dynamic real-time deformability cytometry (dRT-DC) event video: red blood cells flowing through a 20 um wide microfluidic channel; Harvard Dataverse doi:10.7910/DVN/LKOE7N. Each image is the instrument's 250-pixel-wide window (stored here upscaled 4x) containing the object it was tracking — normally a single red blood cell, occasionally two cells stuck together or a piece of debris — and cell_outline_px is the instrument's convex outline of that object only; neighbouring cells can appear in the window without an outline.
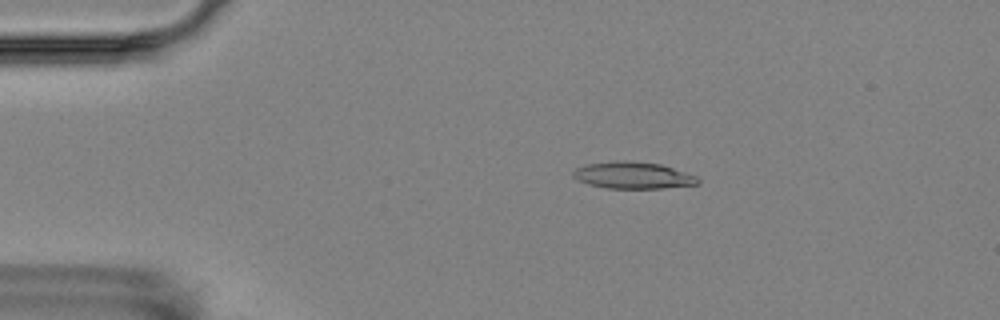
{"species": "Egyptian fruit bat (a non-hibernating species)", "species_latin": "Rousettus aegyptiacus", "temperature_condition": "room temperature", "stored_images_in_passage": 17, "camera_frame_rate_fps": 3000, "um_per_image_px": 0.085, "animal": {"sex": "female"}, "frame": {"image": 1, "passage_image": 4, "time_ms": 3.333, "image_size_px": [1000, 320], "cell_outline_px": [[700, 184], [664, 188], [604, 188], [588, 184], [572, 176], [572, 172], [576, 168], [588, 164], [616, 160], [628, 160], [660, 164], [696, 176], [700, 180]], "centroid_in_image_um": [53.8, 14.9], "position_along_channel_um": 31.2, "area_um2": 19.42}}
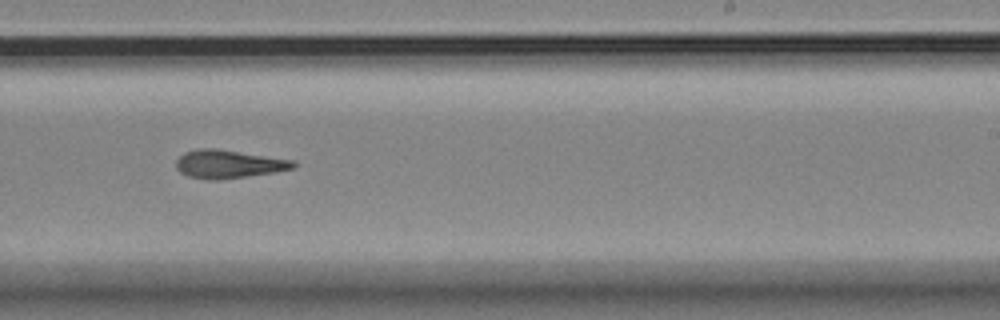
{"frame": {"image": 2, "passage_image": 11, "time_ms": 11.333, "image_size_px": [1000, 320], "cell_outline_px": [[296, 168], [276, 172], [220, 180], [204, 180], [188, 176], [180, 172], [176, 168], [176, 160], [184, 152], [196, 148], [212, 148], [296, 160]], "centroid_in_image_um": [19.43, 13.95], "position_along_channel_um": 269.6, "area_um2": 19.54}}
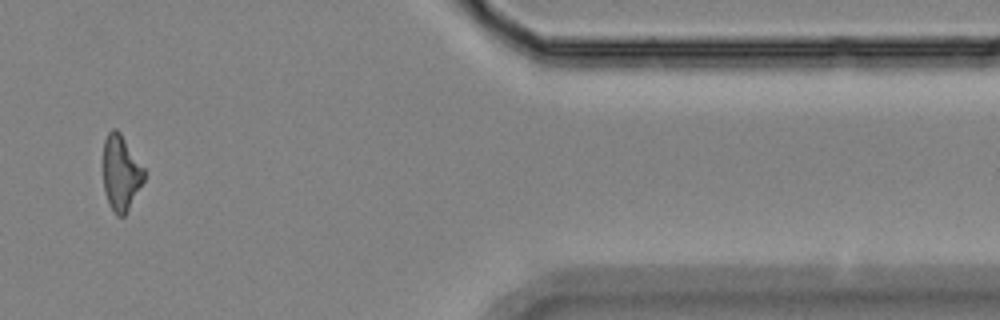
{"frame": {"image": 3, "passage_image": 15, "time_ms": 16.0, "image_size_px": [1000, 320], "cell_outline_px": [[144, 180], [124, 216], [116, 216], [104, 192], [104, 140], [108, 132], [112, 128], [116, 128], [120, 132], [144, 168]], "centroid_in_image_um": [10.27, 14.67], "position_along_channel_um": 401.1, "area_um2": 17.63}, "authors_computed_cell_mechanics": {"area_um2": 19.0162, "velocity_mm_per_s": 3.5927, "shape_relaxation_time_tau1_ms": 3.6069, "shape_relaxation_time_tau2_ms": 2.4617, "deformation_change_tau1": 0.1108, "deformation_change_tau2": 0.1135}}